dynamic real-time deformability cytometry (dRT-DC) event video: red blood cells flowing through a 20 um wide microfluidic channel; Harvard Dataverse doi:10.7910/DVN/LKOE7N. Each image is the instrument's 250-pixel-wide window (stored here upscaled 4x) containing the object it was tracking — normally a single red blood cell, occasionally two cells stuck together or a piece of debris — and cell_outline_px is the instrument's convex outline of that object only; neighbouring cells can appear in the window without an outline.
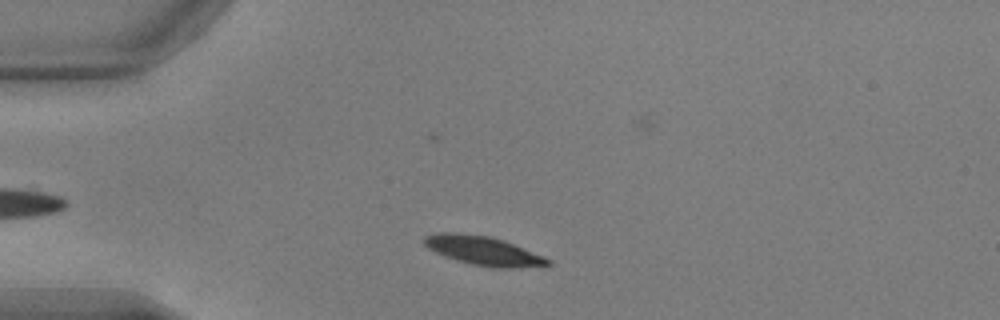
{"species": "common noctule bat (a hibernating species)", "species_latin": "Nyctalus noctula", "temperature_condition": "warm", "stored_images_in_passage": 45, "camera_frame_rate_fps": 3000, "um_per_image_px": 0.085, "animal": {"sex": "male", "body_mass_g": 17.9, "forearm_length_mm": 54.2}, "frame": {"image": 1, "passage_image": 5, "time_ms": 1.333, "image_size_px": [1000, 320], "cell_outline_px": [[552, 264], [508, 268], [492, 268], [472, 264], [456, 260], [444, 256], [428, 248], [420, 240], [424, 236], [436, 232], [456, 232], [488, 236], [504, 240], [544, 256], [552, 260]], "centroid_in_image_um": [41.03, 21.29], "position_along_channel_um": 44.0, "area_um2": 20.98}}
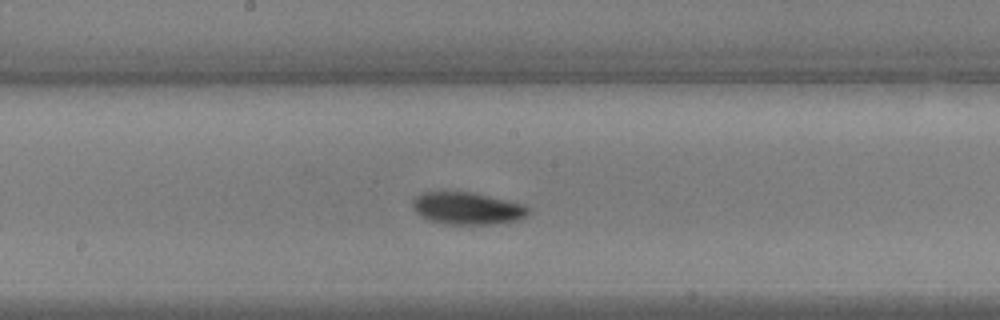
{"frame": {"image": 2, "passage_image": 20, "time_ms": 6.333, "image_size_px": [1000, 320], "cell_outline_px": [[528, 212], [520, 220], [492, 224], [444, 224], [428, 220], [420, 216], [412, 208], [412, 200], [420, 192], [472, 192], [508, 200], [524, 204], [528, 208]], "centroid_in_image_um": [39.68, 17.71], "position_along_channel_um": 208.5, "area_um2": 21.85}}
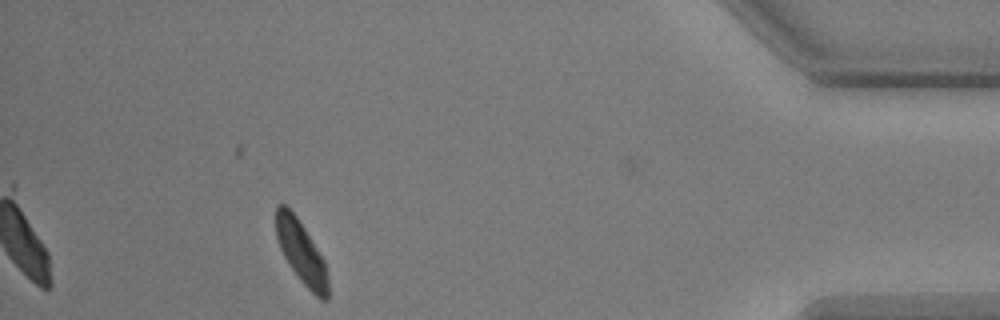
{"frame": {"image": 3, "passage_image": 40, "time_ms": 13.0, "image_size_px": [1000, 320], "cell_outline_px": [[328, 300], [320, 300], [300, 280], [288, 264], [276, 240], [276, 204], [284, 204], [296, 216], [304, 228], [324, 260], [328, 280]], "centroid_in_image_um": [25.59, 21.46], "position_along_channel_um": 409.6, "area_um2": 18.79}, "authors_computed_cell_mechanics": {"area_um2": 20.808, "velocity_mm_per_s": 3.7865, "shape_relaxation_time_tau1_ms": 2.215, "shape_relaxation_time_tau2_ms": null, "deformation_change_tau1": 0.1082, "deformation_change_tau2": null}}